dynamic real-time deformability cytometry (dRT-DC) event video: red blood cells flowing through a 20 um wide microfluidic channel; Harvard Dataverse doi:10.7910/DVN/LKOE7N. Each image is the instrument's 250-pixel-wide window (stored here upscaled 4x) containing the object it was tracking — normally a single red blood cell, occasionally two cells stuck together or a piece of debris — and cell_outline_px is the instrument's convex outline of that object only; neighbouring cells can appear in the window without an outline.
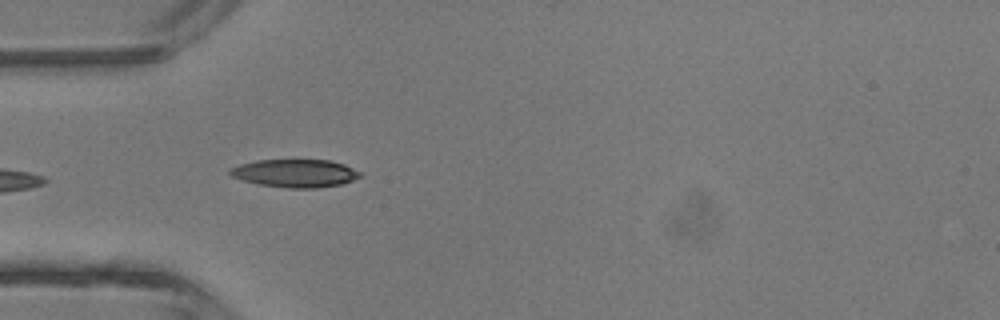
{"species": "common noctule bat (a hibernating species)", "species_latin": "Nyctalus noctula", "temperature_condition": "room temperature", "stored_images_in_passage": 7, "camera_frame_rate_fps": 3000, "um_per_image_px": 0.085, "animal": {"sex": "male", "body_mass_g": 13.3}, "frame": {"image": 1, "passage_image": 5, "time_ms": 5.667, "image_size_px": [1000, 320], "cell_outline_px": [[364, 172], [360, 176], [352, 180], [340, 184], [316, 188], [288, 188], [260, 184], [244, 180], [232, 176], [228, 172], [228, 168], [240, 164], [256, 160], [328, 160], [344, 164]], "centroid_in_image_um": [25.1, 14.72], "position_along_channel_um": 59.9, "area_um2": 21.15}}
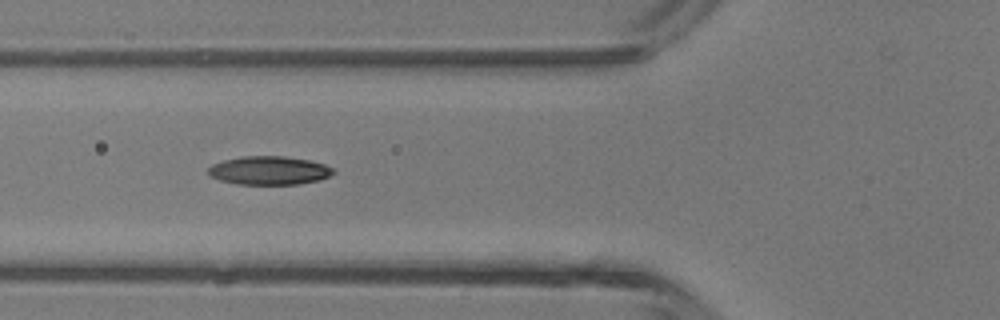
{"frame": {"image": 2, "passage_image": 6, "time_ms": 6.667, "image_size_px": [1000, 320], "cell_outline_px": [[336, 172], [320, 180], [300, 184], [236, 184], [220, 180], [208, 176], [208, 168], [212, 164], [224, 160], [240, 156], [284, 156], [308, 160], [324, 164], [332, 168]], "centroid_in_image_um": [22.85, 14.49], "position_along_channel_um": 102.9, "area_um2": 20.87}}